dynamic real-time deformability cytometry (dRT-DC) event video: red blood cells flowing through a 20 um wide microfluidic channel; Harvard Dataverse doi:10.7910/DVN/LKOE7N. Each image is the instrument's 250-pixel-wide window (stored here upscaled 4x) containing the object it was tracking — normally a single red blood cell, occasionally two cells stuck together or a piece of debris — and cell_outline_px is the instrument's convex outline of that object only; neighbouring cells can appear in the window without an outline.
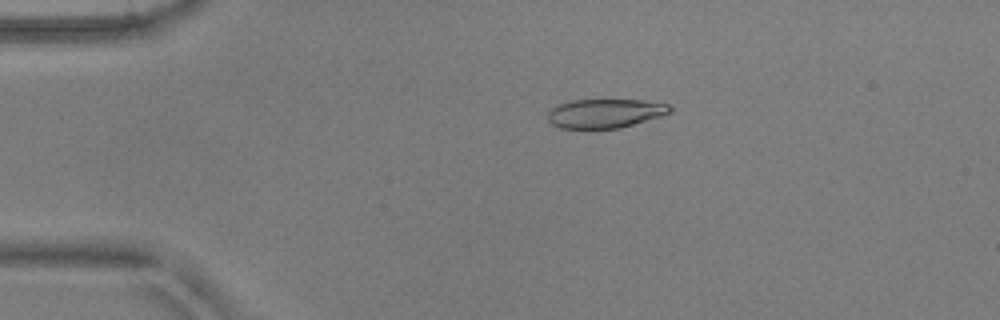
{"species": "common noctule bat (a hibernating species)", "species_latin": "Nyctalus noctula", "temperature_condition": "warm", "stored_images_in_passage": 52, "camera_frame_rate_fps": 3000, "um_per_image_px": 0.085, "animal": {"sex": "male", "body_mass_g": 17.9, "forearm_length_mm": 54.2}, "frame": {"image": 1, "passage_image": 11, "time_ms": 3.333, "image_size_px": [1000, 320], "cell_outline_px": [[672, 112], [660, 116], [620, 128], [560, 128], [552, 124], [548, 120], [548, 112], [556, 104], [572, 100], [644, 100], [672, 104]], "centroid_in_image_um": [51.45, 9.62], "position_along_channel_um": 33.6, "area_um2": 20.75}}
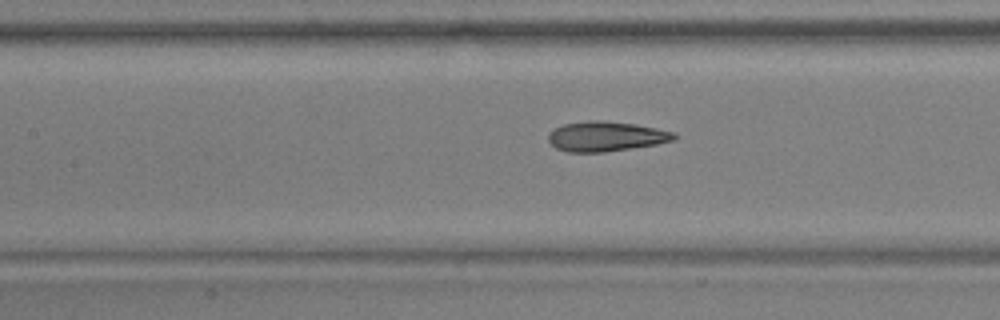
{"frame": {"image": 2, "passage_image": 24, "time_ms": 7.667, "image_size_px": [1000, 320], "cell_outline_px": [[676, 140], [656, 144], [604, 152], [568, 152], [556, 148], [548, 140], [548, 132], [564, 124], [588, 120], [604, 120], [636, 124], [676, 132]], "centroid_in_image_um": [51.51, 11.58], "position_along_channel_um": 155.9, "area_um2": 21.96}}
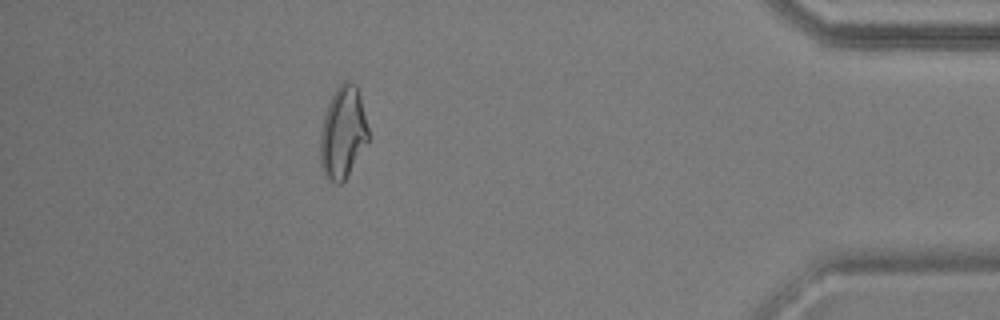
{"frame": {"image": 3, "passage_image": 47, "time_ms": 15.333, "image_size_px": [1000, 320], "cell_outline_px": [[368, 140], [344, 180], [340, 184], [336, 184], [328, 180], [324, 176], [320, 168], [320, 132], [324, 116], [328, 104], [336, 88], [344, 80], [348, 80], [356, 84], [360, 96], [368, 128]], "centroid_in_image_um": [29.11, 11.27], "position_along_channel_um": 406.1, "area_um2": 25.66}, "authors_computed_cell_mechanics": {"area_um2": 22.3975, "velocity_mm_per_s": 3.8571, "shape_relaxation_time_tau1_ms": null, "shape_relaxation_time_tau2_ms": 1.5197, "deformation_change_tau1": null, "deformation_change_tau2": 0.0894}}